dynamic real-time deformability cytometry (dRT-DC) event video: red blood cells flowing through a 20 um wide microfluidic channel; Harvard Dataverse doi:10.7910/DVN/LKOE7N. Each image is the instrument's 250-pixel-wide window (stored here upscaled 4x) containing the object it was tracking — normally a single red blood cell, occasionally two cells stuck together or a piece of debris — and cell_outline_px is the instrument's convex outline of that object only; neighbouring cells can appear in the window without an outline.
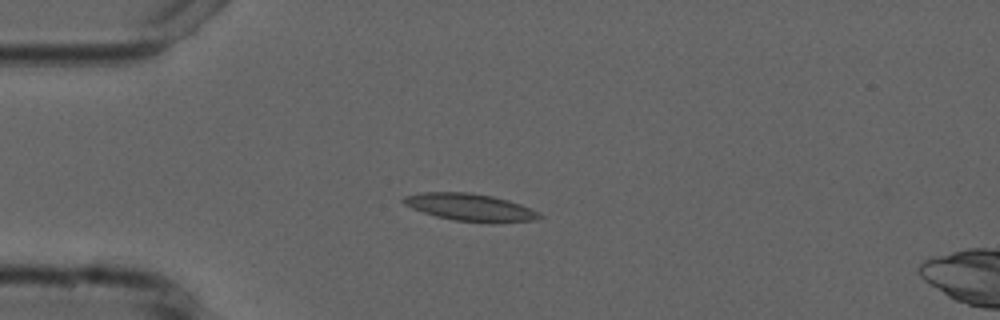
{"species": "common noctule bat (a hibernating species)", "species_latin": "Nyctalus noctula", "temperature_condition": "cold", "stored_images_in_passage": 3, "camera_frame_rate_fps": 3000, "um_per_image_px": 0.085, "animal": {"sex": "male", "forearm_length_mm": 52.5}, "frame": {"image": 1, "passage_image": 1, "time_ms": 0.0, "image_size_px": [1000, 320], "cell_outline_px": [[544, 216], [536, 220], [492, 224], [452, 220], [436, 216], [412, 208], [404, 204], [400, 200], [404, 196], [420, 192], [468, 192], [492, 196], [508, 200], [520, 204]], "centroid_in_image_um": [39.95, 17.63], "position_along_channel_um": 45.0, "area_um2": 21.85}}
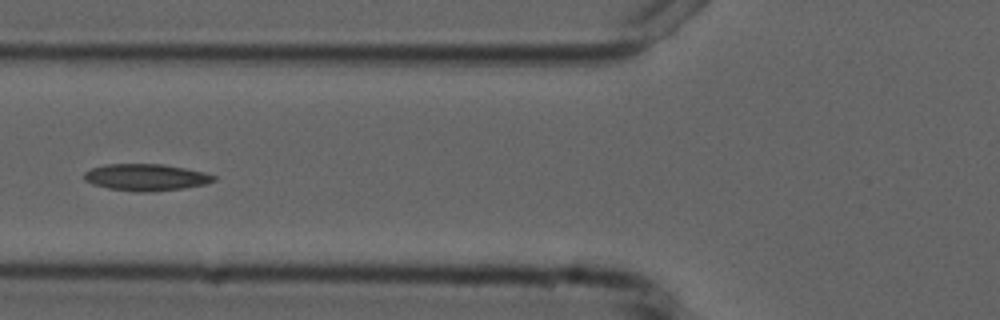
{"frame": {"image": 2, "passage_image": 3, "time_ms": 2.333, "image_size_px": [1000, 320], "cell_outline_px": [[216, 180], [204, 184], [184, 188], [148, 192], [136, 192], [108, 188], [92, 184], [84, 180], [84, 172], [92, 168], [104, 164], [164, 164], [204, 172], [216, 176]], "centroid_in_image_um": [12.39, 15.07], "position_along_channel_um": 113.4, "area_um2": 20.23}}